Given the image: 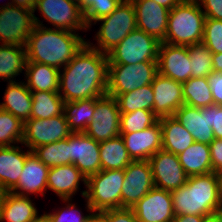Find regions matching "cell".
Segmentation results:
<instances>
[{"mask_svg": "<svg viewBox=\"0 0 222 222\" xmlns=\"http://www.w3.org/2000/svg\"><path fill=\"white\" fill-rule=\"evenodd\" d=\"M61 70L58 92L65 102L107 94L108 56L87 43Z\"/></svg>", "mask_w": 222, "mask_h": 222, "instance_id": "obj_1", "label": "cell"}, {"mask_svg": "<svg viewBox=\"0 0 222 222\" xmlns=\"http://www.w3.org/2000/svg\"><path fill=\"white\" fill-rule=\"evenodd\" d=\"M34 27L25 50L27 61L62 69L86 43L80 33L45 27L33 14Z\"/></svg>", "mask_w": 222, "mask_h": 222, "instance_id": "obj_2", "label": "cell"}, {"mask_svg": "<svg viewBox=\"0 0 222 222\" xmlns=\"http://www.w3.org/2000/svg\"><path fill=\"white\" fill-rule=\"evenodd\" d=\"M175 215L207 216L222 211L217 173L190 176L186 184L171 191Z\"/></svg>", "mask_w": 222, "mask_h": 222, "instance_id": "obj_3", "label": "cell"}, {"mask_svg": "<svg viewBox=\"0 0 222 222\" xmlns=\"http://www.w3.org/2000/svg\"><path fill=\"white\" fill-rule=\"evenodd\" d=\"M205 20L197 0H181L169 12L163 42L180 46L202 43Z\"/></svg>", "mask_w": 222, "mask_h": 222, "instance_id": "obj_4", "label": "cell"}, {"mask_svg": "<svg viewBox=\"0 0 222 222\" xmlns=\"http://www.w3.org/2000/svg\"><path fill=\"white\" fill-rule=\"evenodd\" d=\"M124 170H100L86 181L85 197L87 212L121 208V192Z\"/></svg>", "mask_w": 222, "mask_h": 222, "instance_id": "obj_5", "label": "cell"}, {"mask_svg": "<svg viewBox=\"0 0 222 222\" xmlns=\"http://www.w3.org/2000/svg\"><path fill=\"white\" fill-rule=\"evenodd\" d=\"M97 22H101L95 35L97 46L89 41L86 43L103 54H108L131 31L137 28L136 14L130 0H123L110 15L95 21L94 24Z\"/></svg>", "mask_w": 222, "mask_h": 222, "instance_id": "obj_6", "label": "cell"}, {"mask_svg": "<svg viewBox=\"0 0 222 222\" xmlns=\"http://www.w3.org/2000/svg\"><path fill=\"white\" fill-rule=\"evenodd\" d=\"M160 44L157 38L136 28L107 54L108 64L158 62Z\"/></svg>", "mask_w": 222, "mask_h": 222, "instance_id": "obj_7", "label": "cell"}, {"mask_svg": "<svg viewBox=\"0 0 222 222\" xmlns=\"http://www.w3.org/2000/svg\"><path fill=\"white\" fill-rule=\"evenodd\" d=\"M158 73V62L108 64L107 94H124L151 84Z\"/></svg>", "mask_w": 222, "mask_h": 222, "instance_id": "obj_8", "label": "cell"}, {"mask_svg": "<svg viewBox=\"0 0 222 222\" xmlns=\"http://www.w3.org/2000/svg\"><path fill=\"white\" fill-rule=\"evenodd\" d=\"M33 11L12 5L0 6V43L25 46L34 27Z\"/></svg>", "mask_w": 222, "mask_h": 222, "instance_id": "obj_9", "label": "cell"}, {"mask_svg": "<svg viewBox=\"0 0 222 222\" xmlns=\"http://www.w3.org/2000/svg\"><path fill=\"white\" fill-rule=\"evenodd\" d=\"M72 133L64 113L49 119H29L24 122L22 144L32 151L38 146L66 139Z\"/></svg>", "mask_w": 222, "mask_h": 222, "instance_id": "obj_10", "label": "cell"}, {"mask_svg": "<svg viewBox=\"0 0 222 222\" xmlns=\"http://www.w3.org/2000/svg\"><path fill=\"white\" fill-rule=\"evenodd\" d=\"M36 10H39L41 16L55 29L71 32L88 31L80 6L75 2L70 0H37L33 13Z\"/></svg>", "mask_w": 222, "mask_h": 222, "instance_id": "obj_11", "label": "cell"}, {"mask_svg": "<svg viewBox=\"0 0 222 222\" xmlns=\"http://www.w3.org/2000/svg\"><path fill=\"white\" fill-rule=\"evenodd\" d=\"M120 116L116 98L106 94L95 101L92 120L84 133L98 142L117 137L120 135Z\"/></svg>", "mask_w": 222, "mask_h": 222, "instance_id": "obj_12", "label": "cell"}, {"mask_svg": "<svg viewBox=\"0 0 222 222\" xmlns=\"http://www.w3.org/2000/svg\"><path fill=\"white\" fill-rule=\"evenodd\" d=\"M124 175L121 208H133L154 187L150 162L132 161L124 169Z\"/></svg>", "mask_w": 222, "mask_h": 222, "instance_id": "obj_13", "label": "cell"}, {"mask_svg": "<svg viewBox=\"0 0 222 222\" xmlns=\"http://www.w3.org/2000/svg\"><path fill=\"white\" fill-rule=\"evenodd\" d=\"M152 169L154 187L165 191H174L187 182L178 155L163 149L152 155L149 160Z\"/></svg>", "mask_w": 222, "mask_h": 222, "instance_id": "obj_14", "label": "cell"}, {"mask_svg": "<svg viewBox=\"0 0 222 222\" xmlns=\"http://www.w3.org/2000/svg\"><path fill=\"white\" fill-rule=\"evenodd\" d=\"M69 160L86 177L101 170L100 142L84 132H73L69 136Z\"/></svg>", "mask_w": 222, "mask_h": 222, "instance_id": "obj_15", "label": "cell"}, {"mask_svg": "<svg viewBox=\"0 0 222 222\" xmlns=\"http://www.w3.org/2000/svg\"><path fill=\"white\" fill-rule=\"evenodd\" d=\"M138 222H172L175 218L170 191L153 187L132 208Z\"/></svg>", "mask_w": 222, "mask_h": 222, "instance_id": "obj_16", "label": "cell"}, {"mask_svg": "<svg viewBox=\"0 0 222 222\" xmlns=\"http://www.w3.org/2000/svg\"><path fill=\"white\" fill-rule=\"evenodd\" d=\"M188 46L161 42L158 52V73L184 83L192 77Z\"/></svg>", "mask_w": 222, "mask_h": 222, "instance_id": "obj_17", "label": "cell"}, {"mask_svg": "<svg viewBox=\"0 0 222 222\" xmlns=\"http://www.w3.org/2000/svg\"><path fill=\"white\" fill-rule=\"evenodd\" d=\"M133 4L137 29L163 42L165 40L170 10L153 0H130Z\"/></svg>", "mask_w": 222, "mask_h": 222, "instance_id": "obj_18", "label": "cell"}, {"mask_svg": "<svg viewBox=\"0 0 222 222\" xmlns=\"http://www.w3.org/2000/svg\"><path fill=\"white\" fill-rule=\"evenodd\" d=\"M151 85L154 94L153 112L158 118L173 116L184 104L181 82L157 73Z\"/></svg>", "mask_w": 222, "mask_h": 222, "instance_id": "obj_19", "label": "cell"}, {"mask_svg": "<svg viewBox=\"0 0 222 222\" xmlns=\"http://www.w3.org/2000/svg\"><path fill=\"white\" fill-rule=\"evenodd\" d=\"M132 161L149 160L162 149L160 121L142 131L120 134Z\"/></svg>", "mask_w": 222, "mask_h": 222, "instance_id": "obj_20", "label": "cell"}, {"mask_svg": "<svg viewBox=\"0 0 222 222\" xmlns=\"http://www.w3.org/2000/svg\"><path fill=\"white\" fill-rule=\"evenodd\" d=\"M22 171L17 185L10 192L21 196L39 194L45 197L49 167L31 152L25 160Z\"/></svg>", "mask_w": 222, "mask_h": 222, "instance_id": "obj_21", "label": "cell"}, {"mask_svg": "<svg viewBox=\"0 0 222 222\" xmlns=\"http://www.w3.org/2000/svg\"><path fill=\"white\" fill-rule=\"evenodd\" d=\"M173 116L191 133L195 142L209 145L215 139L210 127L208 107L197 108L183 104Z\"/></svg>", "mask_w": 222, "mask_h": 222, "instance_id": "obj_22", "label": "cell"}, {"mask_svg": "<svg viewBox=\"0 0 222 222\" xmlns=\"http://www.w3.org/2000/svg\"><path fill=\"white\" fill-rule=\"evenodd\" d=\"M80 181L86 188V177L74 164L50 167L47 177V189L62 199H72L80 189Z\"/></svg>", "mask_w": 222, "mask_h": 222, "instance_id": "obj_23", "label": "cell"}, {"mask_svg": "<svg viewBox=\"0 0 222 222\" xmlns=\"http://www.w3.org/2000/svg\"><path fill=\"white\" fill-rule=\"evenodd\" d=\"M31 152L23 151L18 145L0 147V184L7 192L17 185L25 160Z\"/></svg>", "mask_w": 222, "mask_h": 222, "instance_id": "obj_24", "label": "cell"}, {"mask_svg": "<svg viewBox=\"0 0 222 222\" xmlns=\"http://www.w3.org/2000/svg\"><path fill=\"white\" fill-rule=\"evenodd\" d=\"M3 97L4 102L0 103L1 109L13 114L23 123L31 118L33 101L25 81L8 82Z\"/></svg>", "mask_w": 222, "mask_h": 222, "instance_id": "obj_25", "label": "cell"}, {"mask_svg": "<svg viewBox=\"0 0 222 222\" xmlns=\"http://www.w3.org/2000/svg\"><path fill=\"white\" fill-rule=\"evenodd\" d=\"M30 196H21L8 192L0 210V222H36L43 215H38Z\"/></svg>", "mask_w": 222, "mask_h": 222, "instance_id": "obj_26", "label": "cell"}, {"mask_svg": "<svg viewBox=\"0 0 222 222\" xmlns=\"http://www.w3.org/2000/svg\"><path fill=\"white\" fill-rule=\"evenodd\" d=\"M162 130V149L179 155L190 147L194 138L174 116L159 118Z\"/></svg>", "mask_w": 222, "mask_h": 222, "instance_id": "obj_27", "label": "cell"}, {"mask_svg": "<svg viewBox=\"0 0 222 222\" xmlns=\"http://www.w3.org/2000/svg\"><path fill=\"white\" fill-rule=\"evenodd\" d=\"M25 80L27 88L33 91L58 92L60 70L46 64L26 61Z\"/></svg>", "mask_w": 222, "mask_h": 222, "instance_id": "obj_28", "label": "cell"}, {"mask_svg": "<svg viewBox=\"0 0 222 222\" xmlns=\"http://www.w3.org/2000/svg\"><path fill=\"white\" fill-rule=\"evenodd\" d=\"M178 157L188 177L212 172L211 154L208 144L194 142L180 153Z\"/></svg>", "mask_w": 222, "mask_h": 222, "instance_id": "obj_29", "label": "cell"}, {"mask_svg": "<svg viewBox=\"0 0 222 222\" xmlns=\"http://www.w3.org/2000/svg\"><path fill=\"white\" fill-rule=\"evenodd\" d=\"M26 61L25 46L0 44V79L16 81L15 77L25 71Z\"/></svg>", "mask_w": 222, "mask_h": 222, "instance_id": "obj_30", "label": "cell"}, {"mask_svg": "<svg viewBox=\"0 0 222 222\" xmlns=\"http://www.w3.org/2000/svg\"><path fill=\"white\" fill-rule=\"evenodd\" d=\"M101 170H124L131 162L121 135L100 142Z\"/></svg>", "mask_w": 222, "mask_h": 222, "instance_id": "obj_31", "label": "cell"}, {"mask_svg": "<svg viewBox=\"0 0 222 222\" xmlns=\"http://www.w3.org/2000/svg\"><path fill=\"white\" fill-rule=\"evenodd\" d=\"M98 98L68 101L64 103V116L72 132H84L91 122Z\"/></svg>", "mask_w": 222, "mask_h": 222, "instance_id": "obj_32", "label": "cell"}, {"mask_svg": "<svg viewBox=\"0 0 222 222\" xmlns=\"http://www.w3.org/2000/svg\"><path fill=\"white\" fill-rule=\"evenodd\" d=\"M30 119H49L63 114L65 101L59 92L33 91Z\"/></svg>", "mask_w": 222, "mask_h": 222, "instance_id": "obj_33", "label": "cell"}, {"mask_svg": "<svg viewBox=\"0 0 222 222\" xmlns=\"http://www.w3.org/2000/svg\"><path fill=\"white\" fill-rule=\"evenodd\" d=\"M115 97L121 114L131 113L138 109L153 111L154 94L151 84L124 94H107Z\"/></svg>", "mask_w": 222, "mask_h": 222, "instance_id": "obj_34", "label": "cell"}, {"mask_svg": "<svg viewBox=\"0 0 222 222\" xmlns=\"http://www.w3.org/2000/svg\"><path fill=\"white\" fill-rule=\"evenodd\" d=\"M184 104L205 108L214 104L207 77H191L182 83Z\"/></svg>", "mask_w": 222, "mask_h": 222, "instance_id": "obj_35", "label": "cell"}, {"mask_svg": "<svg viewBox=\"0 0 222 222\" xmlns=\"http://www.w3.org/2000/svg\"><path fill=\"white\" fill-rule=\"evenodd\" d=\"M32 152L49 168L73 164L69 160V137L54 143L38 146Z\"/></svg>", "mask_w": 222, "mask_h": 222, "instance_id": "obj_36", "label": "cell"}, {"mask_svg": "<svg viewBox=\"0 0 222 222\" xmlns=\"http://www.w3.org/2000/svg\"><path fill=\"white\" fill-rule=\"evenodd\" d=\"M23 129L19 118L0 108V147L22 144Z\"/></svg>", "mask_w": 222, "mask_h": 222, "instance_id": "obj_37", "label": "cell"}, {"mask_svg": "<svg viewBox=\"0 0 222 222\" xmlns=\"http://www.w3.org/2000/svg\"><path fill=\"white\" fill-rule=\"evenodd\" d=\"M159 121L158 116L146 109H138L131 113L121 114L120 134L142 131Z\"/></svg>", "mask_w": 222, "mask_h": 222, "instance_id": "obj_38", "label": "cell"}, {"mask_svg": "<svg viewBox=\"0 0 222 222\" xmlns=\"http://www.w3.org/2000/svg\"><path fill=\"white\" fill-rule=\"evenodd\" d=\"M123 0H82L80 10L88 30L95 21L110 15Z\"/></svg>", "mask_w": 222, "mask_h": 222, "instance_id": "obj_39", "label": "cell"}, {"mask_svg": "<svg viewBox=\"0 0 222 222\" xmlns=\"http://www.w3.org/2000/svg\"><path fill=\"white\" fill-rule=\"evenodd\" d=\"M192 77H208L213 72L212 52L203 44L188 46Z\"/></svg>", "mask_w": 222, "mask_h": 222, "instance_id": "obj_40", "label": "cell"}, {"mask_svg": "<svg viewBox=\"0 0 222 222\" xmlns=\"http://www.w3.org/2000/svg\"><path fill=\"white\" fill-rule=\"evenodd\" d=\"M65 204V207L60 208V210H55L51 213L42 214L47 222H87L89 215H83L81 211L76 208L75 204H72V199H62Z\"/></svg>", "mask_w": 222, "mask_h": 222, "instance_id": "obj_41", "label": "cell"}, {"mask_svg": "<svg viewBox=\"0 0 222 222\" xmlns=\"http://www.w3.org/2000/svg\"><path fill=\"white\" fill-rule=\"evenodd\" d=\"M202 43L215 53H222V20L206 18Z\"/></svg>", "mask_w": 222, "mask_h": 222, "instance_id": "obj_42", "label": "cell"}, {"mask_svg": "<svg viewBox=\"0 0 222 222\" xmlns=\"http://www.w3.org/2000/svg\"><path fill=\"white\" fill-rule=\"evenodd\" d=\"M109 222H138L132 208H115L102 211Z\"/></svg>", "mask_w": 222, "mask_h": 222, "instance_id": "obj_43", "label": "cell"}, {"mask_svg": "<svg viewBox=\"0 0 222 222\" xmlns=\"http://www.w3.org/2000/svg\"><path fill=\"white\" fill-rule=\"evenodd\" d=\"M208 114L214 137L222 139V106L216 104L208 106Z\"/></svg>", "mask_w": 222, "mask_h": 222, "instance_id": "obj_44", "label": "cell"}, {"mask_svg": "<svg viewBox=\"0 0 222 222\" xmlns=\"http://www.w3.org/2000/svg\"><path fill=\"white\" fill-rule=\"evenodd\" d=\"M206 18L222 20V0H197ZM204 8V9H203Z\"/></svg>", "mask_w": 222, "mask_h": 222, "instance_id": "obj_45", "label": "cell"}, {"mask_svg": "<svg viewBox=\"0 0 222 222\" xmlns=\"http://www.w3.org/2000/svg\"><path fill=\"white\" fill-rule=\"evenodd\" d=\"M207 78L214 104L222 106V73L212 72Z\"/></svg>", "mask_w": 222, "mask_h": 222, "instance_id": "obj_46", "label": "cell"}, {"mask_svg": "<svg viewBox=\"0 0 222 222\" xmlns=\"http://www.w3.org/2000/svg\"><path fill=\"white\" fill-rule=\"evenodd\" d=\"M211 154L212 172L222 171V139H214L209 144Z\"/></svg>", "mask_w": 222, "mask_h": 222, "instance_id": "obj_47", "label": "cell"}, {"mask_svg": "<svg viewBox=\"0 0 222 222\" xmlns=\"http://www.w3.org/2000/svg\"><path fill=\"white\" fill-rule=\"evenodd\" d=\"M204 216L200 215H175L172 222H202Z\"/></svg>", "mask_w": 222, "mask_h": 222, "instance_id": "obj_48", "label": "cell"}, {"mask_svg": "<svg viewBox=\"0 0 222 222\" xmlns=\"http://www.w3.org/2000/svg\"><path fill=\"white\" fill-rule=\"evenodd\" d=\"M12 5L34 12L37 0H12Z\"/></svg>", "mask_w": 222, "mask_h": 222, "instance_id": "obj_49", "label": "cell"}, {"mask_svg": "<svg viewBox=\"0 0 222 222\" xmlns=\"http://www.w3.org/2000/svg\"><path fill=\"white\" fill-rule=\"evenodd\" d=\"M87 222H109V220L102 211H93Z\"/></svg>", "mask_w": 222, "mask_h": 222, "instance_id": "obj_50", "label": "cell"}, {"mask_svg": "<svg viewBox=\"0 0 222 222\" xmlns=\"http://www.w3.org/2000/svg\"><path fill=\"white\" fill-rule=\"evenodd\" d=\"M213 72L222 73V53L212 54Z\"/></svg>", "mask_w": 222, "mask_h": 222, "instance_id": "obj_51", "label": "cell"}, {"mask_svg": "<svg viewBox=\"0 0 222 222\" xmlns=\"http://www.w3.org/2000/svg\"><path fill=\"white\" fill-rule=\"evenodd\" d=\"M202 222H222V211L204 216Z\"/></svg>", "mask_w": 222, "mask_h": 222, "instance_id": "obj_52", "label": "cell"}, {"mask_svg": "<svg viewBox=\"0 0 222 222\" xmlns=\"http://www.w3.org/2000/svg\"><path fill=\"white\" fill-rule=\"evenodd\" d=\"M159 5L171 10L174 6H176L181 0H153Z\"/></svg>", "mask_w": 222, "mask_h": 222, "instance_id": "obj_53", "label": "cell"}, {"mask_svg": "<svg viewBox=\"0 0 222 222\" xmlns=\"http://www.w3.org/2000/svg\"><path fill=\"white\" fill-rule=\"evenodd\" d=\"M8 192L4 189V187L0 184V210L3 205L5 196Z\"/></svg>", "mask_w": 222, "mask_h": 222, "instance_id": "obj_54", "label": "cell"}, {"mask_svg": "<svg viewBox=\"0 0 222 222\" xmlns=\"http://www.w3.org/2000/svg\"><path fill=\"white\" fill-rule=\"evenodd\" d=\"M217 176H218V183H219V194L222 200V171H219L217 173Z\"/></svg>", "mask_w": 222, "mask_h": 222, "instance_id": "obj_55", "label": "cell"}, {"mask_svg": "<svg viewBox=\"0 0 222 222\" xmlns=\"http://www.w3.org/2000/svg\"><path fill=\"white\" fill-rule=\"evenodd\" d=\"M36 222H47V220L42 216Z\"/></svg>", "mask_w": 222, "mask_h": 222, "instance_id": "obj_56", "label": "cell"}, {"mask_svg": "<svg viewBox=\"0 0 222 222\" xmlns=\"http://www.w3.org/2000/svg\"><path fill=\"white\" fill-rule=\"evenodd\" d=\"M70 1L75 2V3L79 4V5L82 2V0H70Z\"/></svg>", "mask_w": 222, "mask_h": 222, "instance_id": "obj_57", "label": "cell"}]
</instances>
